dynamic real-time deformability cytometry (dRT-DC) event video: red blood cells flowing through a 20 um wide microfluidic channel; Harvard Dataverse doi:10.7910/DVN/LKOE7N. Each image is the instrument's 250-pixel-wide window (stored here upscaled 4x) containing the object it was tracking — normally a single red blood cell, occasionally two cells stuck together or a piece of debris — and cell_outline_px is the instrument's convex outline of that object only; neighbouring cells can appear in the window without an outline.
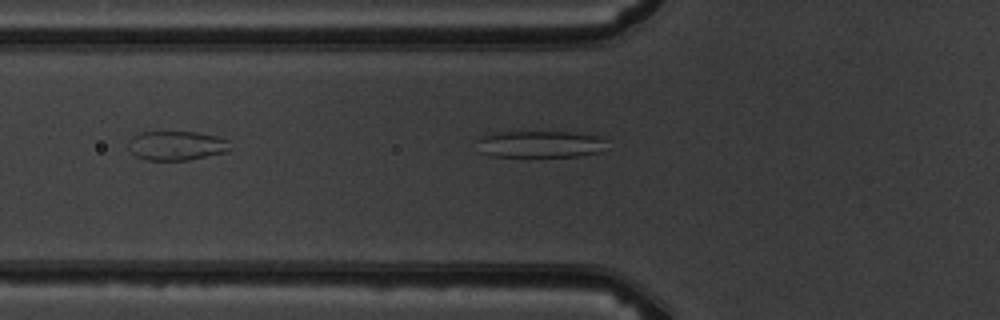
{"species": "common noctule bat (a hibernating species)", "species_latin": "Nyctalus noctula", "temperature_condition": "warm", "stored_images_in_passage": 6, "camera_frame_rate_fps": 3000, "um_per_image_px": 0.085, "animal": {"sex": "male", "body_mass_g": 19.5, "forearm_length_mm": 54.6}, "frame": {"image": 1, "passage_image": 5, "time_ms": 5.333, "image_size_px": [1000, 320], "cell_outline_px": [[604, 140], [600, 152], [580, 156], [492, 156], [480, 152], [476, 140], [480, 136], [492, 132], [572, 132], [600, 136]], "centroid_in_image_um": [45.83, 12.24], "position_along_channel_um": 80.0, "area_um2": 20.23}}
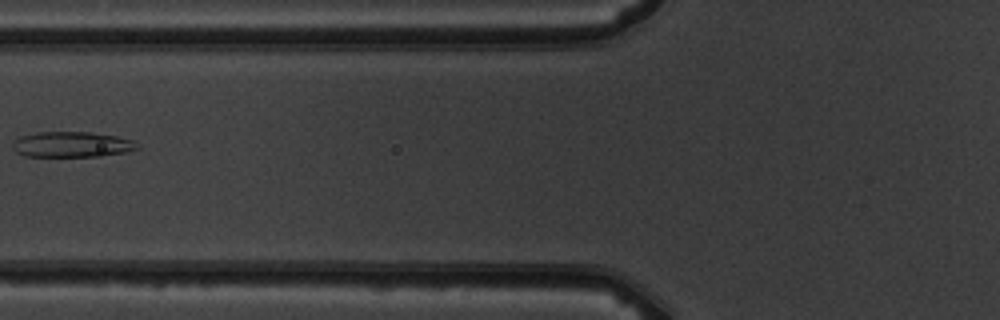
{"frame": {"image": 2, "passage_image": 6, "time_ms": 6.333, "image_size_px": [1000, 320], "cell_outline_px": [[140, 148], [128, 152], [100, 156], [24, 156], [16, 152], [12, 148], [12, 140], [20, 136], [36, 132], [92, 132], [116, 136], [132, 140]], "centroid_in_image_um": [6.07, 12.28], "position_along_channel_um": 119.7, "area_um2": 18.67}}